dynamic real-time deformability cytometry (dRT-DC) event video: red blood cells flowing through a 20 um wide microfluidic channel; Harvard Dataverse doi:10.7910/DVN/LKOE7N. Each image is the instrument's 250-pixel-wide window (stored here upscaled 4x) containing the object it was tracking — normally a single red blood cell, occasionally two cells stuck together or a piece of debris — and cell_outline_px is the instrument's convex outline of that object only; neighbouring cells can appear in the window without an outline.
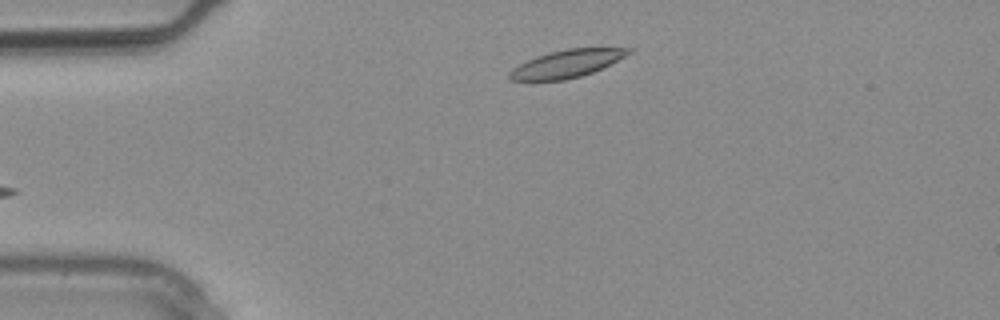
{"species": "common noctule bat (a hibernating species)", "species_latin": "Nyctalus noctula", "temperature_condition": "warm", "stored_images_in_passage": 1, "camera_frame_rate_fps": 3000, "um_per_image_px": 0.085, "animal": {"sex": "male", "body_mass_g": 20.4}, "frame": {"image": 1, "passage_image": 1, "time_ms": 0.0, "image_size_px": [1000, 320], "cell_outline_px": [[632, 52], [592, 72], [580, 76], [564, 80], [512, 80], [508, 76], [508, 72], [512, 68], [536, 56], [568, 48], [632, 48]], "centroid_in_image_um": [48.14, 5.41], "position_along_channel_um": 36.9, "area_um2": 18.67}}